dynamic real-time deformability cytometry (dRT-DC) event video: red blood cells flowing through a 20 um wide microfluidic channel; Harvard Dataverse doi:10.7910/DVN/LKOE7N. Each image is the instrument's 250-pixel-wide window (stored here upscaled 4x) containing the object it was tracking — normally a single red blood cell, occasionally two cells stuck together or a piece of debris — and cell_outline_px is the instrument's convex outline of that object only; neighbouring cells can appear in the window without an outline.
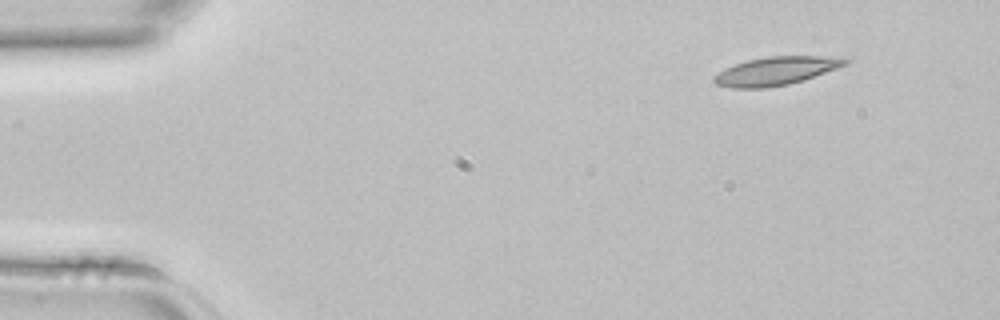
{"species": "common noctule bat (a hibernating species)", "species_latin": "Nyctalus noctula", "temperature_condition": "room temperature", "stored_images_in_passage": 4, "camera_frame_rate_fps": 3000, "um_per_image_px": 0.085, "animal": {"sex": "female", "body_mass_g": 22.7, "forearm_length_mm": 54.2}, "frame": {"image": 1, "passage_image": 1, "time_ms": 0.0, "image_size_px": [1000, 320], "cell_outline_px": [[852, 60], [848, 64], [804, 80], [788, 84], [768, 88], [732, 88], [716, 84], [712, 80], [712, 76], [724, 68], [748, 60], [768, 56], [820, 56]], "centroid_in_image_um": [65.91, 6.04], "position_along_channel_um": 19.1, "area_um2": 21.62}}
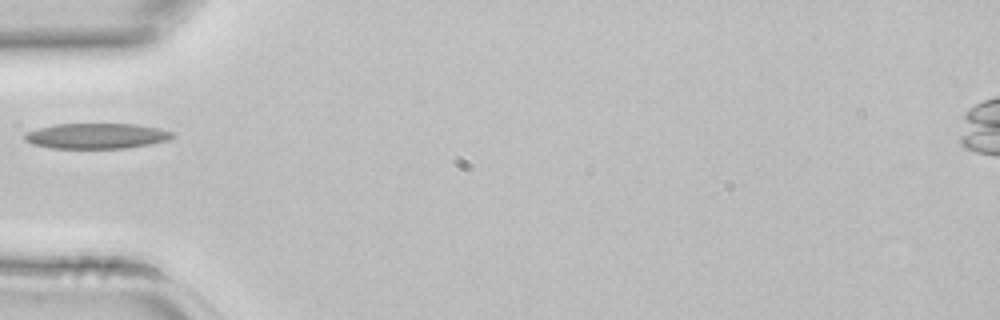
{"frame": {"image": 2, "passage_image": 4, "time_ms": 1.0, "image_size_px": [1000, 320], "cell_outline_px": [[176, 136], [168, 140], [148, 144], [124, 148], [52, 148], [32, 144], [24, 140], [24, 132], [56, 124], [136, 124], [160, 128], [176, 132]], "centroid_in_image_um": [8.23, 11.55], "position_along_channel_um": 76.8, "area_um2": 21.96}}